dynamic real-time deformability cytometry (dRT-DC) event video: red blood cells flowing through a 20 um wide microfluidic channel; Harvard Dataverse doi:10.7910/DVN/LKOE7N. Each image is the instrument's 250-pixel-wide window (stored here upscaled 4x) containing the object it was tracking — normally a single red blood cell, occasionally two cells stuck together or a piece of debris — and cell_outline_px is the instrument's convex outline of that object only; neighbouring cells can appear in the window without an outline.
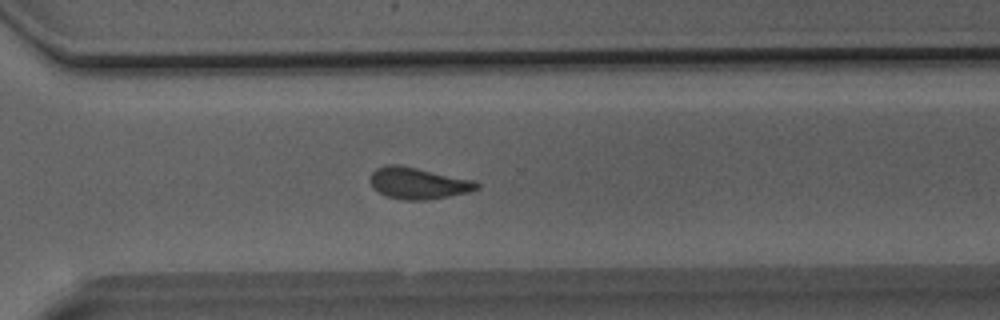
{"species": "Egyptian fruit bat (a non-hibernating species)", "species_latin": "Rousettus aegyptiacus", "temperature_condition": "room temperature", "stored_images_in_passage": 32, "camera_frame_rate_fps": 3000, "um_per_image_px": 0.085, "animal": {"sex": "male"}, "frame": {"image": 1, "passage_image": 23, "time_ms": 7.333, "image_size_px": [1000, 320], "cell_outline_px": [[480, 188], [468, 192], [448, 196], [424, 200], [404, 200], [388, 196], [372, 188], [368, 180], [372, 172], [376, 168], [388, 164], [396, 164], [476, 180], [480, 184]], "centroid_in_image_um": [35.54, 15.56], "position_along_channel_um": 335.1, "area_um2": 19.59}}
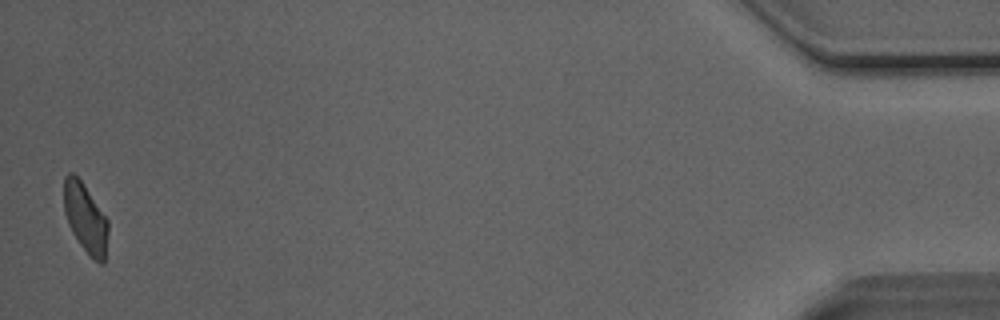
{"frame": {"image": 2, "passage_image": 32, "time_ms": 10.333, "image_size_px": [1000, 320], "cell_outline_px": [[108, 232], [104, 264], [100, 264], [80, 244], [72, 232], [68, 224], [64, 212], [64, 176], [68, 172], [72, 172], [80, 180], [108, 220]], "centroid_in_image_um": [7.25, 18.52], "position_along_channel_um": 428.0, "area_um2": 17.51}}